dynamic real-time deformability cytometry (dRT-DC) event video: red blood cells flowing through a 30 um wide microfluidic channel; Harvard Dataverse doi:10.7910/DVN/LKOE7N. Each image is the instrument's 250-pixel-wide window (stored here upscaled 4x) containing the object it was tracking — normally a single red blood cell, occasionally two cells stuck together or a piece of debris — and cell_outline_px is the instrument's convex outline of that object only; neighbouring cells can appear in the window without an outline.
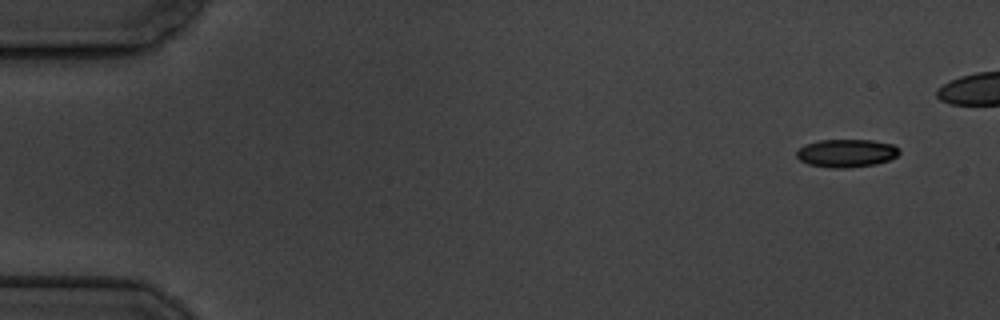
{"species": "common noctule bat (a hibernating species)", "species_latin": "Nyctalus noctula", "temperature_condition": "cold", "stored_images_in_passage": 5, "camera_frame_rate_fps": 3000, "um_per_image_px": 0.085, "animal": {"sex": "male", "body_mass_g": 19.5, "forearm_length_mm": 54.6}, "frame": {"image": 1, "passage_image": 1, "time_ms": 0.0, "image_size_px": [1000, 320], "cell_outline_px": [[900, 152], [896, 156], [888, 160], [876, 164], [848, 168], [828, 168], [808, 164], [800, 160], [796, 156], [796, 152], [804, 144], [820, 140], [872, 140], [892, 144], [900, 148]], "centroid_in_image_um": [71.94, 13.02], "position_along_channel_um": 13.1, "area_um2": 16.88}}